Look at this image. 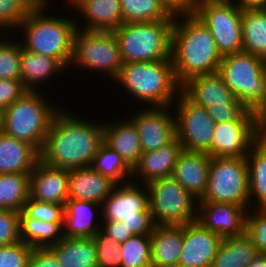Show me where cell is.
I'll list each match as a JSON object with an SVG mask.
<instances>
[{"mask_svg":"<svg viewBox=\"0 0 266 267\" xmlns=\"http://www.w3.org/2000/svg\"><path fill=\"white\" fill-rule=\"evenodd\" d=\"M246 158L249 170L250 209L266 207V134L252 146Z\"/></svg>","mask_w":266,"mask_h":267,"instance_id":"cell-31","label":"cell"},{"mask_svg":"<svg viewBox=\"0 0 266 267\" xmlns=\"http://www.w3.org/2000/svg\"><path fill=\"white\" fill-rule=\"evenodd\" d=\"M181 92L194 104L204 108L219 104H241L218 72L189 79L181 86Z\"/></svg>","mask_w":266,"mask_h":267,"instance_id":"cell-24","label":"cell"},{"mask_svg":"<svg viewBox=\"0 0 266 267\" xmlns=\"http://www.w3.org/2000/svg\"><path fill=\"white\" fill-rule=\"evenodd\" d=\"M101 217L102 205L90 201L67 199L63 220V237H94L101 230Z\"/></svg>","mask_w":266,"mask_h":267,"instance_id":"cell-21","label":"cell"},{"mask_svg":"<svg viewBox=\"0 0 266 267\" xmlns=\"http://www.w3.org/2000/svg\"><path fill=\"white\" fill-rule=\"evenodd\" d=\"M171 60L180 86L193 77L218 71L222 56L213 35L195 14L175 16Z\"/></svg>","mask_w":266,"mask_h":267,"instance_id":"cell-2","label":"cell"},{"mask_svg":"<svg viewBox=\"0 0 266 267\" xmlns=\"http://www.w3.org/2000/svg\"><path fill=\"white\" fill-rule=\"evenodd\" d=\"M194 14L209 29L221 56L243 51L242 10L231 0L206 2L196 6Z\"/></svg>","mask_w":266,"mask_h":267,"instance_id":"cell-11","label":"cell"},{"mask_svg":"<svg viewBox=\"0 0 266 267\" xmlns=\"http://www.w3.org/2000/svg\"><path fill=\"white\" fill-rule=\"evenodd\" d=\"M120 267H151V236L133 235L120 244Z\"/></svg>","mask_w":266,"mask_h":267,"instance_id":"cell-37","label":"cell"},{"mask_svg":"<svg viewBox=\"0 0 266 267\" xmlns=\"http://www.w3.org/2000/svg\"><path fill=\"white\" fill-rule=\"evenodd\" d=\"M98 267H120V244L100 230L94 237Z\"/></svg>","mask_w":266,"mask_h":267,"instance_id":"cell-41","label":"cell"},{"mask_svg":"<svg viewBox=\"0 0 266 267\" xmlns=\"http://www.w3.org/2000/svg\"><path fill=\"white\" fill-rule=\"evenodd\" d=\"M45 94L41 90H29L3 110L1 115L0 130L32 145L39 153L51 121L62 107L61 104L55 106L54 102L49 101L48 94L47 97Z\"/></svg>","mask_w":266,"mask_h":267,"instance_id":"cell-5","label":"cell"},{"mask_svg":"<svg viewBox=\"0 0 266 267\" xmlns=\"http://www.w3.org/2000/svg\"><path fill=\"white\" fill-rule=\"evenodd\" d=\"M222 238L198 221L183 225V246L178 267H210Z\"/></svg>","mask_w":266,"mask_h":267,"instance_id":"cell-17","label":"cell"},{"mask_svg":"<svg viewBox=\"0 0 266 267\" xmlns=\"http://www.w3.org/2000/svg\"><path fill=\"white\" fill-rule=\"evenodd\" d=\"M65 205L38 201L29 198L22 211L20 218H32L44 220L47 223H63Z\"/></svg>","mask_w":266,"mask_h":267,"instance_id":"cell-40","label":"cell"},{"mask_svg":"<svg viewBox=\"0 0 266 267\" xmlns=\"http://www.w3.org/2000/svg\"><path fill=\"white\" fill-rule=\"evenodd\" d=\"M30 174H0V209L21 212L30 198Z\"/></svg>","mask_w":266,"mask_h":267,"instance_id":"cell-34","label":"cell"},{"mask_svg":"<svg viewBox=\"0 0 266 267\" xmlns=\"http://www.w3.org/2000/svg\"><path fill=\"white\" fill-rule=\"evenodd\" d=\"M62 267H98L93 237H63L48 247Z\"/></svg>","mask_w":266,"mask_h":267,"instance_id":"cell-29","label":"cell"},{"mask_svg":"<svg viewBox=\"0 0 266 267\" xmlns=\"http://www.w3.org/2000/svg\"><path fill=\"white\" fill-rule=\"evenodd\" d=\"M224 1H229V0H194V4L196 6L202 4V3H206V2H224Z\"/></svg>","mask_w":266,"mask_h":267,"instance_id":"cell-54","label":"cell"},{"mask_svg":"<svg viewBox=\"0 0 266 267\" xmlns=\"http://www.w3.org/2000/svg\"><path fill=\"white\" fill-rule=\"evenodd\" d=\"M122 65L118 40L113 32L75 30L69 69L74 66L76 71L80 67L83 71H95L100 77L105 75L115 80Z\"/></svg>","mask_w":266,"mask_h":267,"instance_id":"cell-7","label":"cell"},{"mask_svg":"<svg viewBox=\"0 0 266 267\" xmlns=\"http://www.w3.org/2000/svg\"><path fill=\"white\" fill-rule=\"evenodd\" d=\"M2 35L4 38L0 37V79L21 80V41L5 34Z\"/></svg>","mask_w":266,"mask_h":267,"instance_id":"cell-38","label":"cell"},{"mask_svg":"<svg viewBox=\"0 0 266 267\" xmlns=\"http://www.w3.org/2000/svg\"><path fill=\"white\" fill-rule=\"evenodd\" d=\"M1 115H2V111L0 110V126H1Z\"/></svg>","mask_w":266,"mask_h":267,"instance_id":"cell-56","label":"cell"},{"mask_svg":"<svg viewBox=\"0 0 266 267\" xmlns=\"http://www.w3.org/2000/svg\"><path fill=\"white\" fill-rule=\"evenodd\" d=\"M243 52L266 59V9L242 10Z\"/></svg>","mask_w":266,"mask_h":267,"instance_id":"cell-32","label":"cell"},{"mask_svg":"<svg viewBox=\"0 0 266 267\" xmlns=\"http://www.w3.org/2000/svg\"><path fill=\"white\" fill-rule=\"evenodd\" d=\"M199 201L225 202L250 209L247 158L213 157L207 188Z\"/></svg>","mask_w":266,"mask_h":267,"instance_id":"cell-8","label":"cell"},{"mask_svg":"<svg viewBox=\"0 0 266 267\" xmlns=\"http://www.w3.org/2000/svg\"><path fill=\"white\" fill-rule=\"evenodd\" d=\"M152 217L156 225H184L197 219V203L173 177L147 184Z\"/></svg>","mask_w":266,"mask_h":267,"instance_id":"cell-10","label":"cell"},{"mask_svg":"<svg viewBox=\"0 0 266 267\" xmlns=\"http://www.w3.org/2000/svg\"><path fill=\"white\" fill-rule=\"evenodd\" d=\"M240 7L241 10L247 9H266V0H231Z\"/></svg>","mask_w":266,"mask_h":267,"instance_id":"cell-52","label":"cell"},{"mask_svg":"<svg viewBox=\"0 0 266 267\" xmlns=\"http://www.w3.org/2000/svg\"><path fill=\"white\" fill-rule=\"evenodd\" d=\"M150 236L151 267H178L183 225H156Z\"/></svg>","mask_w":266,"mask_h":267,"instance_id":"cell-26","label":"cell"},{"mask_svg":"<svg viewBox=\"0 0 266 267\" xmlns=\"http://www.w3.org/2000/svg\"><path fill=\"white\" fill-rule=\"evenodd\" d=\"M33 248L19 241L0 246V267H28Z\"/></svg>","mask_w":266,"mask_h":267,"instance_id":"cell-43","label":"cell"},{"mask_svg":"<svg viewBox=\"0 0 266 267\" xmlns=\"http://www.w3.org/2000/svg\"><path fill=\"white\" fill-rule=\"evenodd\" d=\"M173 23L174 20L122 23L113 33L123 64L169 60Z\"/></svg>","mask_w":266,"mask_h":267,"instance_id":"cell-6","label":"cell"},{"mask_svg":"<svg viewBox=\"0 0 266 267\" xmlns=\"http://www.w3.org/2000/svg\"><path fill=\"white\" fill-rule=\"evenodd\" d=\"M125 119L113 118L104 122L103 142L117 151L127 165L133 170L142 154L139 134L134 123L125 115Z\"/></svg>","mask_w":266,"mask_h":267,"instance_id":"cell-25","label":"cell"},{"mask_svg":"<svg viewBox=\"0 0 266 267\" xmlns=\"http://www.w3.org/2000/svg\"><path fill=\"white\" fill-rule=\"evenodd\" d=\"M246 108L242 104H219L206 108L209 116L217 123L235 121Z\"/></svg>","mask_w":266,"mask_h":267,"instance_id":"cell-47","label":"cell"},{"mask_svg":"<svg viewBox=\"0 0 266 267\" xmlns=\"http://www.w3.org/2000/svg\"><path fill=\"white\" fill-rule=\"evenodd\" d=\"M257 254V248L246 232L222 238L210 267H247Z\"/></svg>","mask_w":266,"mask_h":267,"instance_id":"cell-30","label":"cell"},{"mask_svg":"<svg viewBox=\"0 0 266 267\" xmlns=\"http://www.w3.org/2000/svg\"><path fill=\"white\" fill-rule=\"evenodd\" d=\"M115 81L117 87L121 86L123 92L127 91L129 97L146 107L172 106L181 92L171 58L124 63Z\"/></svg>","mask_w":266,"mask_h":267,"instance_id":"cell-4","label":"cell"},{"mask_svg":"<svg viewBox=\"0 0 266 267\" xmlns=\"http://www.w3.org/2000/svg\"><path fill=\"white\" fill-rule=\"evenodd\" d=\"M172 107L176 119V138L183 150L209 153L216 123L206 108L194 104L182 92Z\"/></svg>","mask_w":266,"mask_h":267,"instance_id":"cell-13","label":"cell"},{"mask_svg":"<svg viewBox=\"0 0 266 267\" xmlns=\"http://www.w3.org/2000/svg\"><path fill=\"white\" fill-rule=\"evenodd\" d=\"M121 222L133 235H151L156 226L151 211H139V216H130Z\"/></svg>","mask_w":266,"mask_h":267,"instance_id":"cell-46","label":"cell"},{"mask_svg":"<svg viewBox=\"0 0 266 267\" xmlns=\"http://www.w3.org/2000/svg\"><path fill=\"white\" fill-rule=\"evenodd\" d=\"M264 62L263 58L243 51L222 57L217 72L246 109L253 110L264 99Z\"/></svg>","mask_w":266,"mask_h":267,"instance_id":"cell-9","label":"cell"},{"mask_svg":"<svg viewBox=\"0 0 266 267\" xmlns=\"http://www.w3.org/2000/svg\"><path fill=\"white\" fill-rule=\"evenodd\" d=\"M132 113L128 118L137 128L142 152L157 150L176 138V119L172 106L142 107Z\"/></svg>","mask_w":266,"mask_h":267,"instance_id":"cell-14","label":"cell"},{"mask_svg":"<svg viewBox=\"0 0 266 267\" xmlns=\"http://www.w3.org/2000/svg\"><path fill=\"white\" fill-rule=\"evenodd\" d=\"M29 91L21 80L0 79V110H5L14 101Z\"/></svg>","mask_w":266,"mask_h":267,"instance_id":"cell-45","label":"cell"},{"mask_svg":"<svg viewBox=\"0 0 266 267\" xmlns=\"http://www.w3.org/2000/svg\"><path fill=\"white\" fill-rule=\"evenodd\" d=\"M116 183L91 166L68 170V199L102 205Z\"/></svg>","mask_w":266,"mask_h":267,"instance_id":"cell-22","label":"cell"},{"mask_svg":"<svg viewBox=\"0 0 266 267\" xmlns=\"http://www.w3.org/2000/svg\"><path fill=\"white\" fill-rule=\"evenodd\" d=\"M102 224L101 230L119 244L133 236V233L121 221H102Z\"/></svg>","mask_w":266,"mask_h":267,"instance_id":"cell-49","label":"cell"},{"mask_svg":"<svg viewBox=\"0 0 266 267\" xmlns=\"http://www.w3.org/2000/svg\"><path fill=\"white\" fill-rule=\"evenodd\" d=\"M30 198L65 205L68 199V170L37 162L30 174Z\"/></svg>","mask_w":266,"mask_h":267,"instance_id":"cell-19","label":"cell"},{"mask_svg":"<svg viewBox=\"0 0 266 267\" xmlns=\"http://www.w3.org/2000/svg\"><path fill=\"white\" fill-rule=\"evenodd\" d=\"M139 211H151L147 184L133 181L116 184L102 203V221H122L130 216H139Z\"/></svg>","mask_w":266,"mask_h":267,"instance_id":"cell-16","label":"cell"},{"mask_svg":"<svg viewBox=\"0 0 266 267\" xmlns=\"http://www.w3.org/2000/svg\"><path fill=\"white\" fill-rule=\"evenodd\" d=\"M262 78L264 82V99L252 110L255 116L266 125V59L263 65Z\"/></svg>","mask_w":266,"mask_h":267,"instance_id":"cell-51","label":"cell"},{"mask_svg":"<svg viewBox=\"0 0 266 267\" xmlns=\"http://www.w3.org/2000/svg\"><path fill=\"white\" fill-rule=\"evenodd\" d=\"M36 5L34 0H0V31H17L22 20Z\"/></svg>","mask_w":266,"mask_h":267,"instance_id":"cell-39","label":"cell"},{"mask_svg":"<svg viewBox=\"0 0 266 267\" xmlns=\"http://www.w3.org/2000/svg\"><path fill=\"white\" fill-rule=\"evenodd\" d=\"M28 267H62L48 248H33Z\"/></svg>","mask_w":266,"mask_h":267,"instance_id":"cell-48","label":"cell"},{"mask_svg":"<svg viewBox=\"0 0 266 267\" xmlns=\"http://www.w3.org/2000/svg\"><path fill=\"white\" fill-rule=\"evenodd\" d=\"M49 4H37L19 25L22 46L34 53L59 60L66 68L72 59L74 33L77 29L76 17L48 15ZM48 9V10H47ZM55 14V16H54ZM72 17V18H71ZM76 18V19H75Z\"/></svg>","mask_w":266,"mask_h":267,"instance_id":"cell-3","label":"cell"},{"mask_svg":"<svg viewBox=\"0 0 266 267\" xmlns=\"http://www.w3.org/2000/svg\"><path fill=\"white\" fill-rule=\"evenodd\" d=\"M182 151V144L175 138L171 143L157 150L142 152L138 164L132 170L131 181L148 184L150 181L172 176Z\"/></svg>","mask_w":266,"mask_h":267,"instance_id":"cell-20","label":"cell"},{"mask_svg":"<svg viewBox=\"0 0 266 267\" xmlns=\"http://www.w3.org/2000/svg\"><path fill=\"white\" fill-rule=\"evenodd\" d=\"M66 69L67 68L59 60L46 55L31 52L25 49L21 44V81L28 90H41L40 86L44 83V81L49 82L50 79H54V77L57 75L61 77V74L69 71Z\"/></svg>","mask_w":266,"mask_h":267,"instance_id":"cell-27","label":"cell"},{"mask_svg":"<svg viewBox=\"0 0 266 267\" xmlns=\"http://www.w3.org/2000/svg\"><path fill=\"white\" fill-rule=\"evenodd\" d=\"M247 267H266V254L258 253Z\"/></svg>","mask_w":266,"mask_h":267,"instance_id":"cell-53","label":"cell"},{"mask_svg":"<svg viewBox=\"0 0 266 267\" xmlns=\"http://www.w3.org/2000/svg\"><path fill=\"white\" fill-rule=\"evenodd\" d=\"M91 167L102 175L109 177L116 184H124L132 179V169L117 151L104 142L94 156Z\"/></svg>","mask_w":266,"mask_h":267,"instance_id":"cell-36","label":"cell"},{"mask_svg":"<svg viewBox=\"0 0 266 267\" xmlns=\"http://www.w3.org/2000/svg\"><path fill=\"white\" fill-rule=\"evenodd\" d=\"M247 214V208L232 203L198 201L196 221L221 238H226L246 232Z\"/></svg>","mask_w":266,"mask_h":267,"instance_id":"cell-15","label":"cell"},{"mask_svg":"<svg viewBox=\"0 0 266 267\" xmlns=\"http://www.w3.org/2000/svg\"><path fill=\"white\" fill-rule=\"evenodd\" d=\"M160 1L173 16L194 14L196 9L194 0H160Z\"/></svg>","mask_w":266,"mask_h":267,"instance_id":"cell-50","label":"cell"},{"mask_svg":"<svg viewBox=\"0 0 266 267\" xmlns=\"http://www.w3.org/2000/svg\"><path fill=\"white\" fill-rule=\"evenodd\" d=\"M68 109L61 107L54 115L40 160L67 170L89 167L104 140V121L86 120Z\"/></svg>","mask_w":266,"mask_h":267,"instance_id":"cell-1","label":"cell"},{"mask_svg":"<svg viewBox=\"0 0 266 267\" xmlns=\"http://www.w3.org/2000/svg\"><path fill=\"white\" fill-rule=\"evenodd\" d=\"M123 23L175 20L160 0H120Z\"/></svg>","mask_w":266,"mask_h":267,"instance_id":"cell-35","label":"cell"},{"mask_svg":"<svg viewBox=\"0 0 266 267\" xmlns=\"http://www.w3.org/2000/svg\"><path fill=\"white\" fill-rule=\"evenodd\" d=\"M210 161L208 153L183 150L174 166L172 176L198 201L207 188Z\"/></svg>","mask_w":266,"mask_h":267,"instance_id":"cell-23","label":"cell"},{"mask_svg":"<svg viewBox=\"0 0 266 267\" xmlns=\"http://www.w3.org/2000/svg\"><path fill=\"white\" fill-rule=\"evenodd\" d=\"M20 239V212L0 209V246L15 244Z\"/></svg>","mask_w":266,"mask_h":267,"instance_id":"cell-44","label":"cell"},{"mask_svg":"<svg viewBox=\"0 0 266 267\" xmlns=\"http://www.w3.org/2000/svg\"><path fill=\"white\" fill-rule=\"evenodd\" d=\"M246 233L251 237L258 253L266 254V207L248 210Z\"/></svg>","mask_w":266,"mask_h":267,"instance_id":"cell-42","label":"cell"},{"mask_svg":"<svg viewBox=\"0 0 266 267\" xmlns=\"http://www.w3.org/2000/svg\"><path fill=\"white\" fill-rule=\"evenodd\" d=\"M265 134V125L252 110L246 109L235 121L217 123L211 151L213 157H246L252 146Z\"/></svg>","mask_w":266,"mask_h":267,"instance_id":"cell-12","label":"cell"},{"mask_svg":"<svg viewBox=\"0 0 266 267\" xmlns=\"http://www.w3.org/2000/svg\"><path fill=\"white\" fill-rule=\"evenodd\" d=\"M40 153L30 144L0 130V174H31Z\"/></svg>","mask_w":266,"mask_h":267,"instance_id":"cell-28","label":"cell"},{"mask_svg":"<svg viewBox=\"0 0 266 267\" xmlns=\"http://www.w3.org/2000/svg\"><path fill=\"white\" fill-rule=\"evenodd\" d=\"M63 238V223L20 218V239L31 248H48Z\"/></svg>","mask_w":266,"mask_h":267,"instance_id":"cell-33","label":"cell"},{"mask_svg":"<svg viewBox=\"0 0 266 267\" xmlns=\"http://www.w3.org/2000/svg\"><path fill=\"white\" fill-rule=\"evenodd\" d=\"M85 21L76 20L77 28L94 31H115L122 23L120 0H64ZM79 10V11H78ZM79 21V22H78ZM80 23V24H79ZM83 24V25H82ZM84 26V27H83Z\"/></svg>","mask_w":266,"mask_h":267,"instance_id":"cell-18","label":"cell"},{"mask_svg":"<svg viewBox=\"0 0 266 267\" xmlns=\"http://www.w3.org/2000/svg\"><path fill=\"white\" fill-rule=\"evenodd\" d=\"M37 4H49L50 0H34Z\"/></svg>","mask_w":266,"mask_h":267,"instance_id":"cell-55","label":"cell"}]
</instances>
